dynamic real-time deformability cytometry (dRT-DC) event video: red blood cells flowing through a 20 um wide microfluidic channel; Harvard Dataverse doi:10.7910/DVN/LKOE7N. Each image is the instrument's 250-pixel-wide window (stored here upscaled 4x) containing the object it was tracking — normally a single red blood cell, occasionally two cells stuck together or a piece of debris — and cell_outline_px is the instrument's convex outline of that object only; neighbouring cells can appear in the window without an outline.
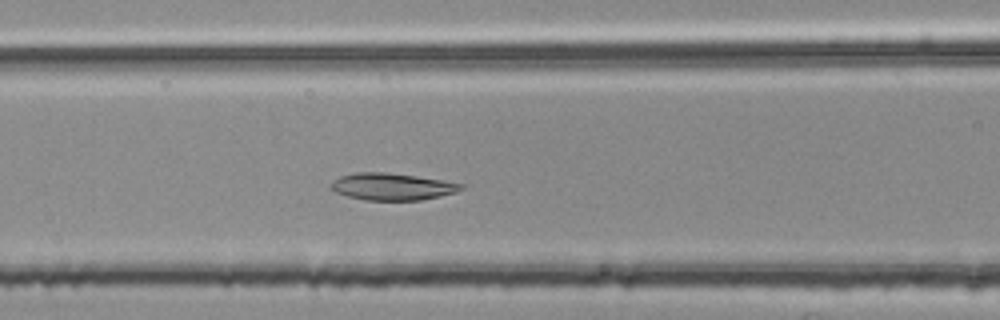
{"species": "common noctule bat (a hibernating species)", "species_latin": "Nyctalus noctula", "temperature_condition": "room temperature", "stored_images_in_passage": 35, "camera_frame_rate_fps": 3000, "um_per_image_px": 0.085, "animal": {"sex": "female", "body_mass_g": 25.1}, "frame": {"image": 1, "passage_image": 6, "time_ms": 1.667, "image_size_px": [1000, 320], "cell_outline_px": [[464, 188], [456, 192], [440, 196], [420, 200], [364, 200], [348, 196], [336, 192], [332, 188], [332, 180], [340, 176], [360, 172], [384, 172], [416, 176], [464, 184]], "centroid_in_image_um": [33.34, 15.86], "position_along_channel_um": 133.3, "area_um2": 20.23}}
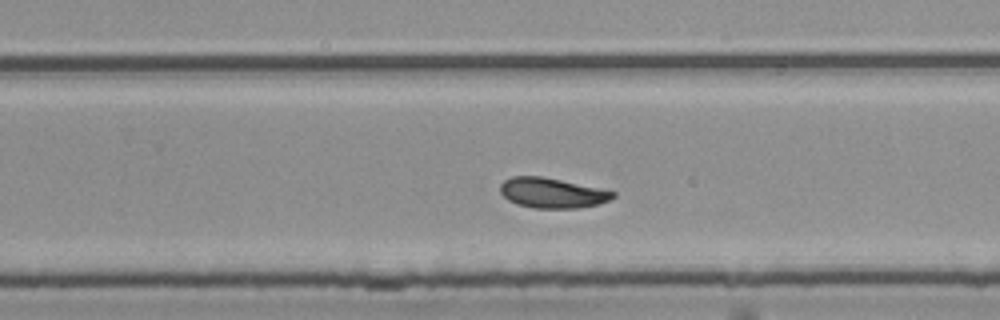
{"frame": {"image": 2, "passage_image": 18, "time_ms": 5.667, "image_size_px": [1000, 320], "cell_outline_px": [[616, 196], [608, 200], [596, 204], [580, 208], [532, 208], [516, 204], [508, 200], [500, 192], [500, 184], [504, 180], [512, 176], [540, 176], [560, 180], [616, 192]], "centroid_in_image_um": [46.88, 16.4], "position_along_channel_um": 282.9, "area_um2": 19.59}}
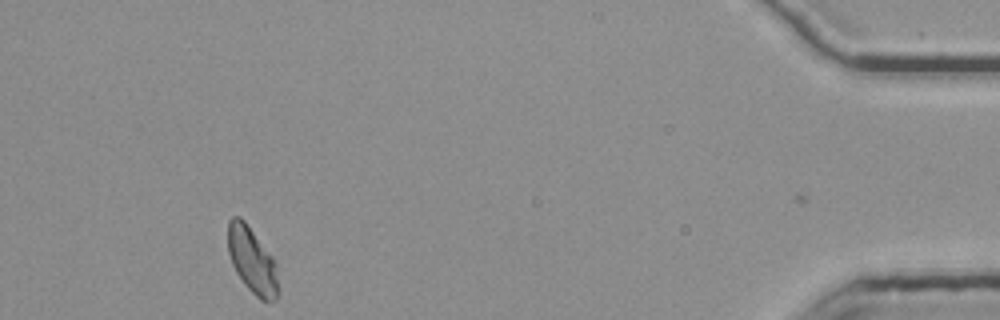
{"frame": {"image": 3, "passage_image": 34, "time_ms": 11.0, "image_size_px": [1000, 320], "cell_outline_px": [[276, 300], [260, 300], [244, 284], [236, 272], [232, 264], [228, 252], [228, 220], [232, 216], [240, 216], [244, 220], [276, 260]], "centroid_in_image_um": [21.4, 22.08], "position_along_channel_um": 413.8, "area_um2": 19.13}}